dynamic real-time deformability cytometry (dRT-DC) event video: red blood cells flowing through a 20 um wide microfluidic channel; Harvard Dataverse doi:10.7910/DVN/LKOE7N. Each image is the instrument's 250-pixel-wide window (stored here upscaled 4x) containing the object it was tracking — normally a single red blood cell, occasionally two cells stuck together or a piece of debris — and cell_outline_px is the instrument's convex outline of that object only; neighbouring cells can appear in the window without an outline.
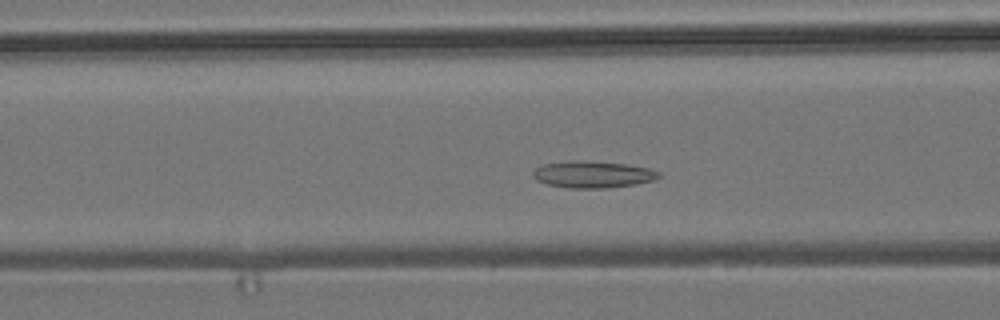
{"species": "common noctule bat (a hibernating species)", "species_latin": "Nyctalus noctula", "temperature_condition": "room temperature", "stored_images_in_passage": 42, "camera_frame_rate_fps": 3000, "um_per_image_px": 0.085, "animal": {"sex": "male", "body_mass_g": 19.2, "forearm_length_mm": 51.8}, "frame": {"image": 1, "passage_image": 7, "time_ms": 2.0, "image_size_px": [1000, 320], "cell_outline_px": [[660, 176], [652, 180], [636, 184], [608, 188], [568, 188], [548, 184], [536, 180], [532, 176], [532, 172], [536, 168], [544, 164], [568, 160], [584, 160], [624, 164], [648, 168], [660, 172]], "centroid_in_image_um": [50.35, 14.82], "position_along_channel_um": 116.3, "area_um2": 19.65}}
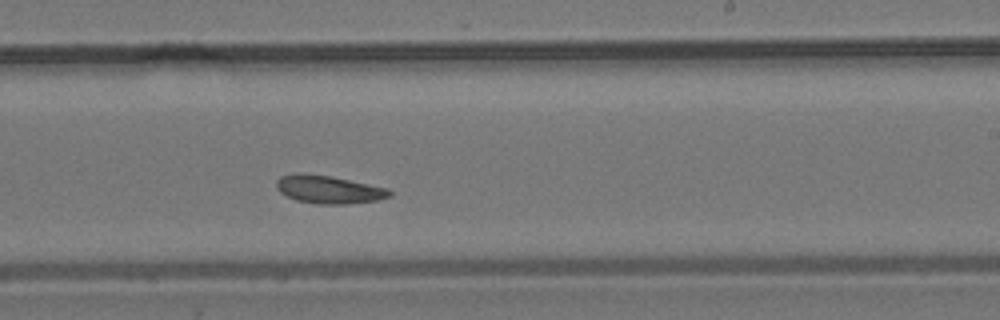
{"frame": {"image": 2, "passage_image": 19, "time_ms": 6.0, "image_size_px": [1000, 320], "cell_outline_px": [[392, 196], [380, 200], [348, 204], [316, 204], [296, 200], [280, 192], [276, 188], [276, 180], [280, 176], [292, 172], [300, 172], [332, 176], [388, 188], [392, 192]], "centroid_in_image_um": [27.93, 16.09], "position_along_channel_um": 261.1, "area_um2": 18.84}}
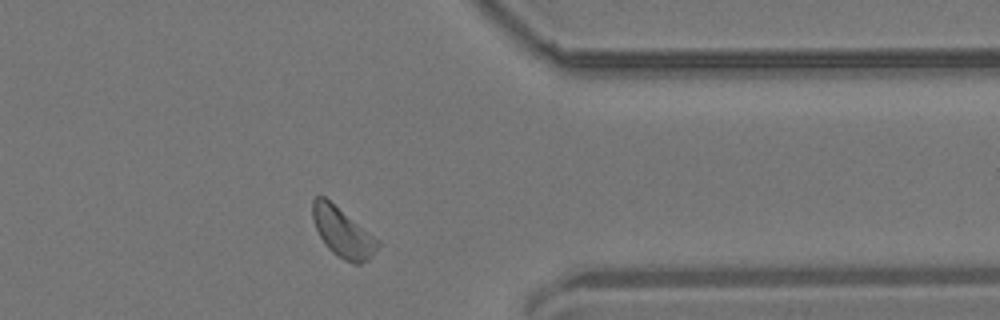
{"frame": {"image": 3, "passage_image": 30, "time_ms": 9.667, "image_size_px": [1000, 320], "cell_outline_px": [[380, 244], [372, 256], [368, 260], [360, 264], [352, 264], [336, 256], [324, 244], [316, 228], [312, 216], [312, 200], [316, 196], [324, 196], [380, 240]], "centroid_in_image_um": [29.13, 19.77], "position_along_channel_um": 382.3, "area_um2": 18.84}, "authors_computed_cell_mechanics": {"area_um2": 18.4671, "velocity_mm_per_s": 3.6358, "shape_relaxation_time_tau1_ms": 5.6948, "shape_relaxation_time_tau2_ms": 8.649, "deformation_change_tau1": 0.0834, "deformation_change_tau2": 0.1494}}